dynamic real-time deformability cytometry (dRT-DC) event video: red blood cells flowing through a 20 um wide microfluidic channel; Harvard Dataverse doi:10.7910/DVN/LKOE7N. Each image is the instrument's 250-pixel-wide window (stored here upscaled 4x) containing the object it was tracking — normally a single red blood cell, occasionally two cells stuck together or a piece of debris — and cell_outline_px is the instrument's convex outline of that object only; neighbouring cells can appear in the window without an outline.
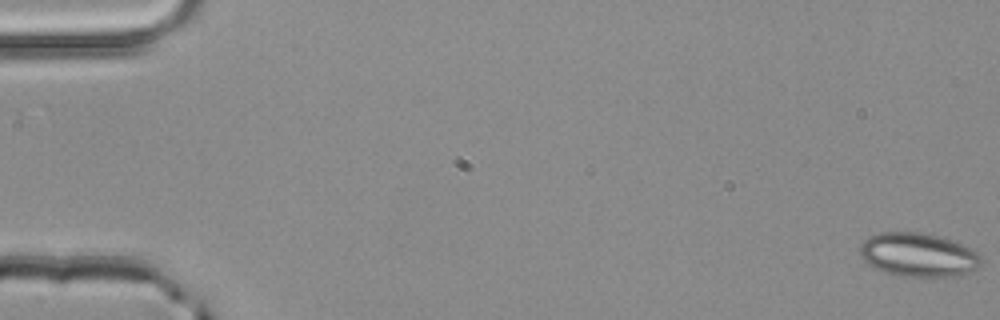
{"species": "common noctule bat (a hibernating species)", "species_latin": "Nyctalus noctula", "temperature_condition": "room temperature", "stored_images_in_passage": 53, "camera_frame_rate_fps": 3000, "um_per_image_px": 0.085, "animal": {"sex": "male", "body_mass_g": 20.4}, "frame": {"image": 1, "passage_image": 1, "time_ms": 0.0, "image_size_px": [1000, 320], "cell_outline_px": [[980, 264], [976, 268], [956, 276], [900, 276], [876, 268], [868, 264], [864, 260], [860, 252], [860, 244], [868, 236], [876, 232], [920, 232], [952, 240], [972, 248], [980, 252]], "centroid_in_image_um": [78.04, 21.64], "position_along_channel_um": 7.0, "area_um2": 30.75}}
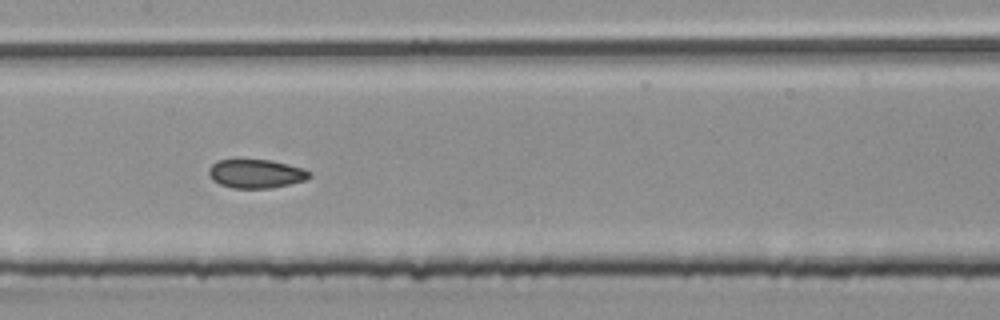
{"frame": {"image": 2, "passage_image": 27, "time_ms": 8.667, "image_size_px": [1000, 320], "cell_outline_px": [[312, 176], [304, 180], [272, 188], [232, 188], [220, 184], [212, 180], [208, 172], [208, 168], [216, 160], [272, 160], [304, 168], [312, 172]], "centroid_in_image_um": [21.76, 14.76], "position_along_channel_um": 185.6, "area_um2": 16.94}}
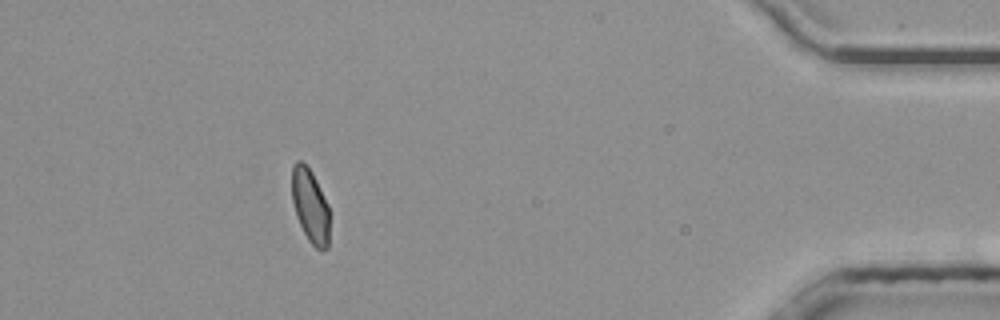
{"frame": {"image": 3, "passage_image": 48, "time_ms": 15.667, "image_size_px": [1000, 320], "cell_outline_px": [[328, 248], [316, 248], [308, 240], [296, 216], [292, 200], [292, 164], [296, 160], [300, 160], [312, 172], [328, 204]], "centroid_in_image_um": [26.35, 17.45], "position_along_channel_um": 408.9, "area_um2": 15.95}, "authors_computed_cell_mechanics": {"area_um2": 17.3978, "velocity_mm_per_s": 4.0156, "shape_relaxation_time_tau1_ms": null, "shape_relaxation_time_tau2_ms": 2.1199, "deformation_change_tau1": null, "deformation_change_tau2": 0.071}}